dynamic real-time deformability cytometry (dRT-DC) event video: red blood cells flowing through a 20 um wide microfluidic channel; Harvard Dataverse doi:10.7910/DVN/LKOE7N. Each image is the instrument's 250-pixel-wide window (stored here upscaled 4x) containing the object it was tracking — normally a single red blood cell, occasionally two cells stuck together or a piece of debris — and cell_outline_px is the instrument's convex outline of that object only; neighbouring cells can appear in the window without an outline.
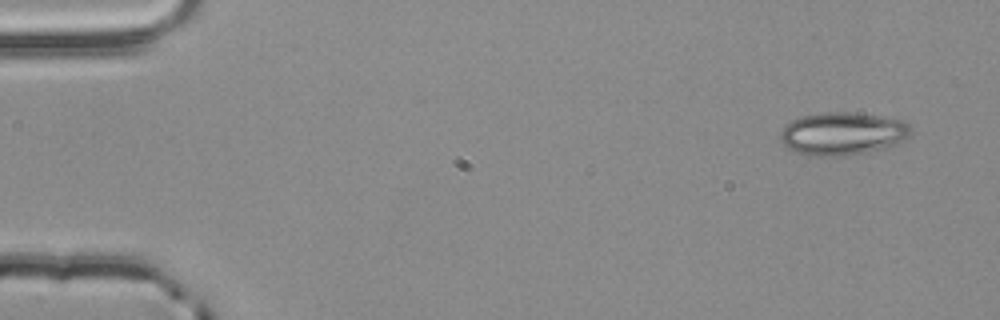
{"species": "common noctule bat (a hibernating species)", "species_latin": "Nyctalus noctula", "temperature_condition": "room temperature", "stored_images_in_passage": 3, "camera_frame_rate_fps": 3000, "um_per_image_px": 0.085, "animal": {"sex": "male", "body_mass_g": 20.4}, "frame": {"image": 1, "passage_image": 1, "time_ms": 0.0, "image_size_px": [1000, 320], "cell_outline_px": [[912, 132], [904, 140], [896, 144], [852, 156], [812, 156], [796, 152], [788, 148], [780, 140], [780, 132], [792, 120], [804, 116], [824, 112], [852, 112], [904, 120], [912, 128]], "centroid_in_image_um": [71.63, 11.37], "position_along_channel_um": 13.4, "area_um2": 32.6}}